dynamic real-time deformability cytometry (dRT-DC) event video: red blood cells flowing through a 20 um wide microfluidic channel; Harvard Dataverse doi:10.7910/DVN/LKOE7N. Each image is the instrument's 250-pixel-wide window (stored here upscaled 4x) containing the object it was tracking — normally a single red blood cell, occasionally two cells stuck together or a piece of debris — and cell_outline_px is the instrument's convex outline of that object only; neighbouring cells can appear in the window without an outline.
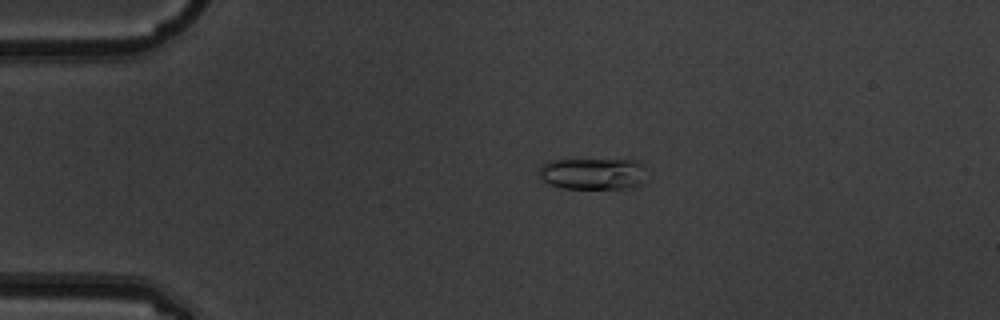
{"species": "common noctule bat (a hibernating species)", "species_latin": "Nyctalus noctula", "temperature_condition": "warm", "stored_images_in_passage": 4, "camera_frame_rate_fps": 3000, "um_per_image_px": 0.085, "animal": {"sex": "male", "body_mass_g": 19.5, "forearm_length_mm": 54.6}, "frame": {"image": 1, "passage_image": 2, "time_ms": 0.333, "image_size_px": [1000, 320], "cell_outline_px": [[644, 164], [640, 184], [628, 188], [560, 188], [544, 180], [540, 176], [540, 164], [548, 160], [636, 160]], "centroid_in_image_um": [50.35, 14.75], "position_along_channel_um": 34.7, "area_um2": 19.48}}